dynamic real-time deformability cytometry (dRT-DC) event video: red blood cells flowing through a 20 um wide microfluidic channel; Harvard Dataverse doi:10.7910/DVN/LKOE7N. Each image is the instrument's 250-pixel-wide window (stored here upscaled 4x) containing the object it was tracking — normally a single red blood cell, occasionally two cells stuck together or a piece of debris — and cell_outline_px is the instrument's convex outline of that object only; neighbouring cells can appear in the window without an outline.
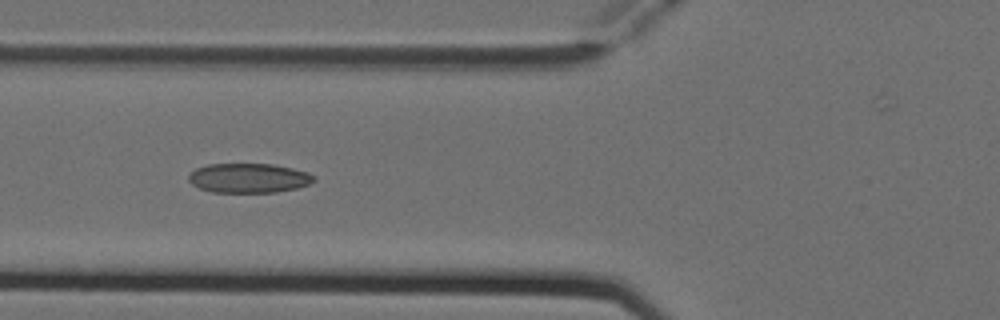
{"species": "Egyptian fruit bat (a non-hibernating species)", "species_latin": "Rousettus aegyptiacus", "temperature_condition": "cold", "stored_images_in_passage": 8, "camera_frame_rate_fps": 3000, "um_per_image_px": 0.085, "animal": {"sex": "female"}, "frame": {"image": 1, "passage_image": 4, "time_ms": 1.0, "image_size_px": [1000, 320], "cell_outline_px": [[316, 180], [308, 184], [296, 188], [276, 192], [212, 192], [200, 188], [192, 184], [188, 180], [188, 176], [196, 168], [208, 164], [272, 164], [292, 168], [308, 172], [316, 176]], "centroid_in_image_um": [21.15, 15.13], "position_along_channel_um": 104.6, "area_um2": 21.5}}
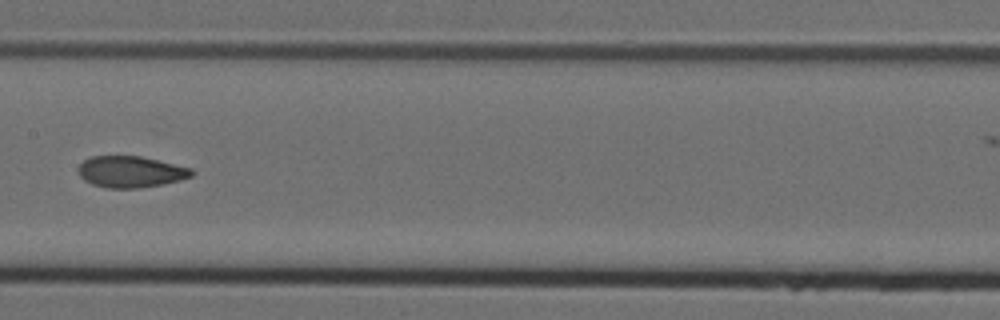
{"frame": {"image": 2, "passage_image": 6, "time_ms": 1.667, "image_size_px": [1000, 320], "cell_outline_px": [[196, 172], [192, 176], [180, 180], [140, 188], [108, 188], [92, 184], [84, 180], [80, 176], [80, 164], [84, 160], [92, 156], [140, 156], [192, 168]], "centroid_in_image_um": [11.13, 14.6], "position_along_channel_um": 196.3, "area_um2": 20.58}}
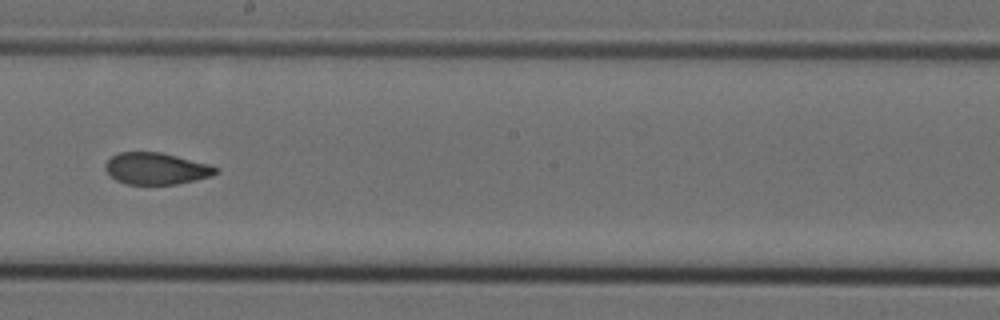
{"frame": {"image": 3, "passage_image": 7, "time_ms": 2.0, "image_size_px": [1000, 320], "cell_outline_px": [[220, 172], [212, 176], [196, 180], [176, 184], [128, 184], [116, 180], [104, 168], [104, 164], [112, 156], [120, 152], [160, 152], [208, 164], [220, 168]], "centroid_in_image_um": [13.31, 14.33], "position_along_channel_um": 234.9, "area_um2": 20.35}}